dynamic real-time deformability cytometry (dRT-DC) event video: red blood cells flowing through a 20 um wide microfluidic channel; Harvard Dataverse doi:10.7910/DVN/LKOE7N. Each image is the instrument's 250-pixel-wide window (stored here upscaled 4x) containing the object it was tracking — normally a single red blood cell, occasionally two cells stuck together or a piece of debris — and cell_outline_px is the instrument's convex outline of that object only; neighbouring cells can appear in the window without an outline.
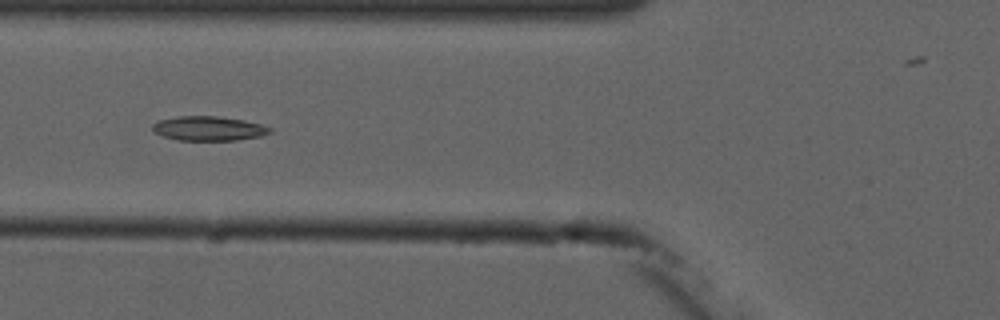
{"species": "common noctule bat (a hibernating species)", "species_latin": "Nyctalus noctula", "temperature_condition": "cold", "stored_images_in_passage": 8, "camera_frame_rate_fps": 3000, "um_per_image_px": 0.085, "animal": {"sex": "male", "forearm_length_mm": 52.5}, "frame": {"image": 1, "passage_image": 6, "time_ms": 5.667, "image_size_px": [1000, 320], "cell_outline_px": [[272, 132], [260, 136], [236, 140], [176, 140], [164, 136], [156, 132], [152, 128], [152, 124], [160, 120], [176, 116], [216, 116], [244, 120], [260, 124], [272, 128]], "centroid_in_image_um": [17.74, 10.91], "position_along_channel_um": 108.1, "area_um2": 16.59}}
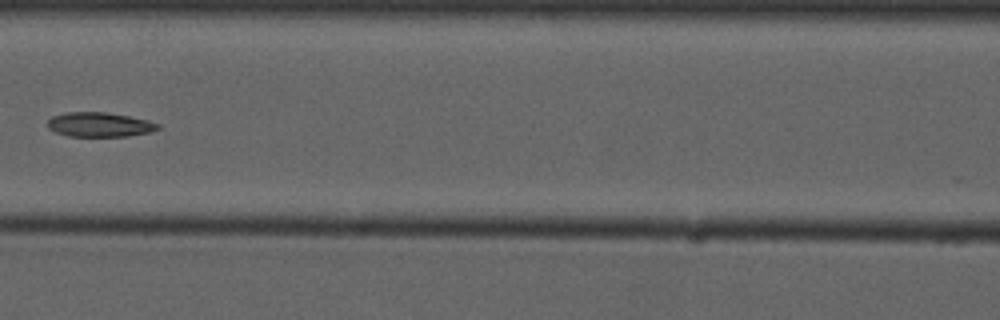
{"frame": {"image": 2, "passage_image": 7, "time_ms": 7.0, "image_size_px": [1000, 320], "cell_outline_px": [[160, 128], [152, 132], [128, 136], [68, 136], [56, 132], [48, 128], [48, 120], [52, 116], [68, 112], [104, 112], [128, 116], [148, 120], [160, 124]], "centroid_in_image_um": [8.48, 10.59], "position_along_channel_um": 158.1, "area_um2": 15.72}}
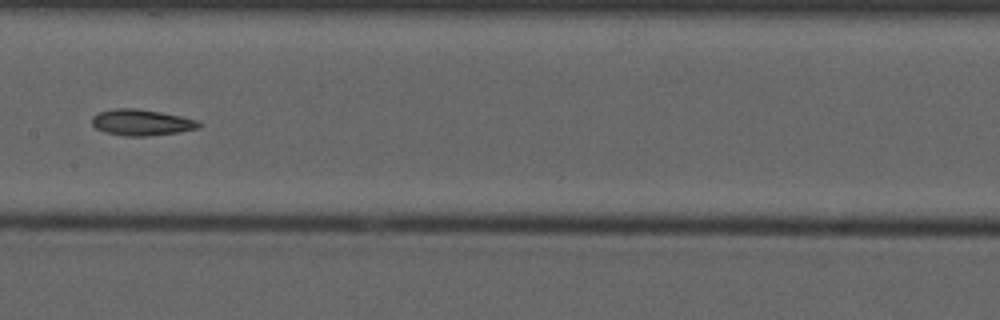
{"frame": {"image": 3, "passage_image": 8, "time_ms": 8.0, "image_size_px": [1000, 320], "cell_outline_px": [[200, 128], [180, 132], [148, 136], [124, 136], [104, 132], [96, 128], [92, 124], [92, 116], [100, 112], [116, 108], [136, 108], [160, 112], [180, 116], [196, 120], [200, 124]], "centroid_in_image_um": [12.01, 10.41], "position_along_channel_um": 195.4, "area_um2": 16.24}}